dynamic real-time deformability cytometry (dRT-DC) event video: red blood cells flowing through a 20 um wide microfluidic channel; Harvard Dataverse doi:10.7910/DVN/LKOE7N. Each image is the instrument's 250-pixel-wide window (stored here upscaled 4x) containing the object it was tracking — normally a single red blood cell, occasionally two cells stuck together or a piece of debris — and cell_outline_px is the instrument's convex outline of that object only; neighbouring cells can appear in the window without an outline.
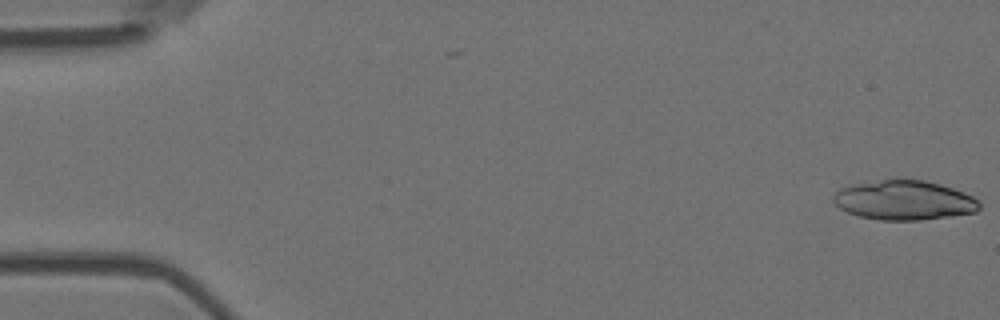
{"species": "Egyptian fruit bat (a non-hibernating species)", "species_latin": "Rousettus aegyptiacus", "temperature_condition": "room temperature", "stored_images_in_passage": 2, "camera_frame_rate_fps": 3000, "um_per_image_px": 0.085, "animal": {"sex": "female"}, "frame": {"image": 1, "passage_image": 2, "time_ms": 0.333, "image_size_px": [1000, 320], "cell_outline_px": [[980, 208], [976, 212], [920, 220], [880, 220], [860, 216], [848, 212], [840, 208], [832, 200], [832, 196], [840, 188], [852, 184], [896, 176], [924, 180], [940, 184], [952, 188], [972, 196], [980, 204]], "centroid_in_image_um": [76.8, 16.98], "position_along_channel_um": 8.2, "area_um2": 34.1}}